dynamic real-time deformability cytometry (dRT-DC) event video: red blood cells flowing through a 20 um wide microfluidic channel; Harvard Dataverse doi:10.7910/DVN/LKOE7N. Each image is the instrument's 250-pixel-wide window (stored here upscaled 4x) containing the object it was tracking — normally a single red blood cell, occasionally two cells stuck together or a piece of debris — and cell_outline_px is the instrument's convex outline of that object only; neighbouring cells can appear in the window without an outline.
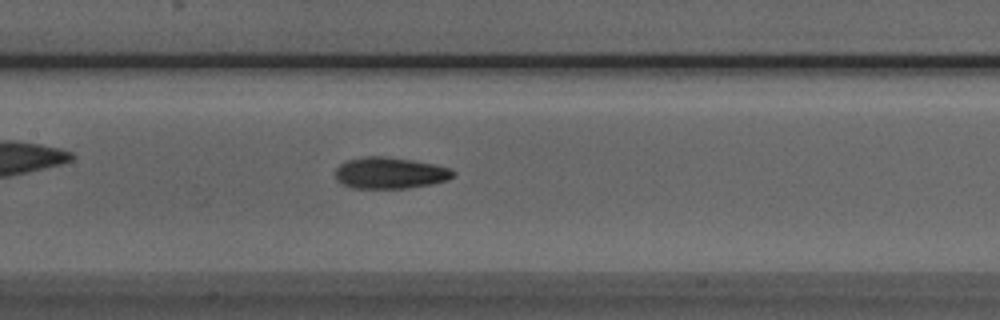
{"species": "Egyptian fruit bat (a non-hibernating species)", "species_latin": "Rousettus aegyptiacus", "temperature_condition": "room temperature", "stored_images_in_passage": 47, "camera_frame_rate_fps": 3000, "um_per_image_px": 0.085, "animal": {"sex": "male"}, "frame": {"image": 1, "passage_image": 20, "time_ms": 6.333, "image_size_px": [1000, 320], "cell_outline_px": [[456, 172], [448, 180], [432, 184], [408, 188], [352, 188], [340, 184], [336, 180], [336, 168], [340, 164], [348, 160], [364, 156], [384, 156], [412, 160], [432, 164], [448, 168]], "centroid_in_image_um": [33.11, 14.71], "position_along_channel_um": 174.3, "area_um2": 21.56}}
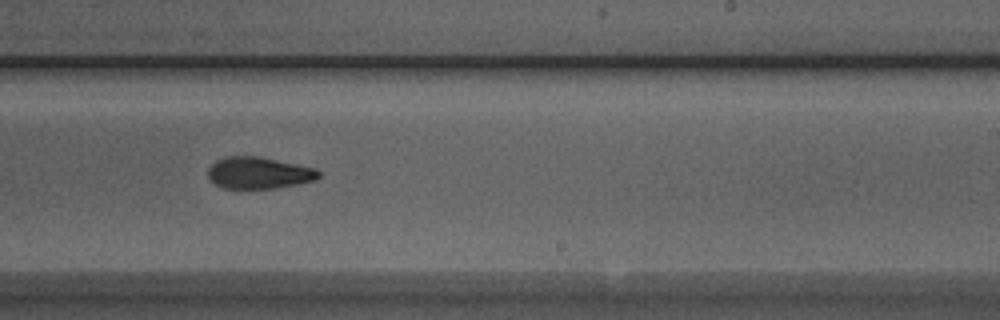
{"frame": {"image": 2, "passage_image": 27, "time_ms": 8.667, "image_size_px": [1000, 320], "cell_outline_px": [[320, 176], [316, 180], [300, 184], [276, 188], [224, 188], [216, 184], [208, 176], [208, 168], [216, 160], [224, 156], [260, 156], [316, 168], [320, 172]], "centroid_in_image_um": [22.03, 14.68], "position_along_channel_um": 267.0, "area_um2": 20.58}}
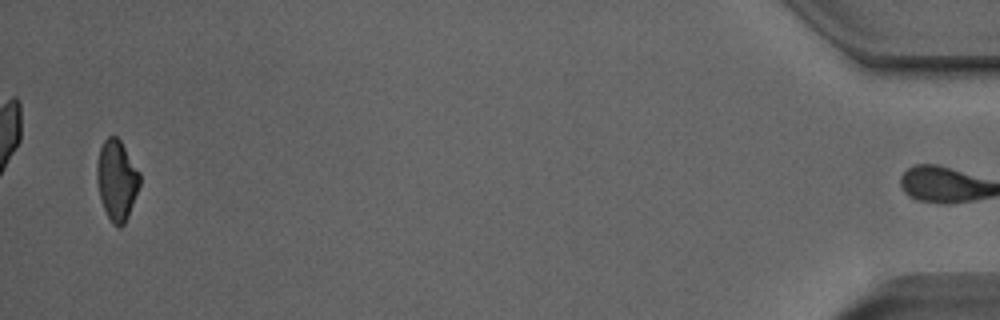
{"frame": {"image": 3, "passage_image": 46, "time_ms": 15.0, "image_size_px": [1000, 320], "cell_outline_px": [[140, 184], [128, 216], [124, 224], [120, 228], [112, 224], [104, 208], [100, 196], [96, 176], [96, 164], [100, 148], [104, 140], [108, 136], [116, 136], [120, 140], [140, 172]], "centroid_in_image_um": [9.92, 15.3], "position_along_channel_um": 425.3, "area_um2": 19.94}, "authors_computed_cell_mechanics": {"area_um2": 20.9814, "velocity_mm_per_s": 3.9917, "shape_relaxation_time_tau1_ms": 6.9697, "shape_relaxation_time_tau2_ms": 2.9611, "deformation_change_tau1": 0.185, "deformation_change_tau2": 0.092}}